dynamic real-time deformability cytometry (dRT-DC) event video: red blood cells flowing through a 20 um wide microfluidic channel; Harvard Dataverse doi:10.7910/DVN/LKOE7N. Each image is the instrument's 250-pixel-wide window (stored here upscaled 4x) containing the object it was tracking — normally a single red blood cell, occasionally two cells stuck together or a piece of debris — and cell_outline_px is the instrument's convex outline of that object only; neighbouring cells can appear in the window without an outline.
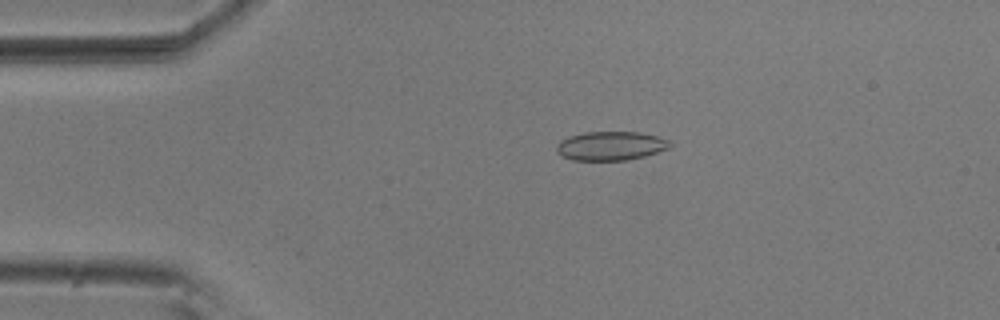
{"species": "common noctule bat (a hibernating species)", "species_latin": "Nyctalus noctula", "temperature_condition": "room temperature", "stored_images_in_passage": 8, "camera_frame_rate_fps": 3000, "um_per_image_px": 0.085, "animal": {"sex": "male", "body_mass_g": 20.5, "forearm_length_mm": 52.5}, "frame": {"image": 1, "passage_image": 3, "time_ms": 0.667, "image_size_px": [1000, 320], "cell_outline_px": [[672, 144], [668, 148], [644, 156], [628, 160], [572, 160], [556, 152], [556, 144], [560, 140], [568, 136], [584, 132], [640, 132], [656, 136], [668, 140]], "centroid_in_image_um": [51.87, 12.39], "position_along_channel_um": 33.1, "area_um2": 19.07}}
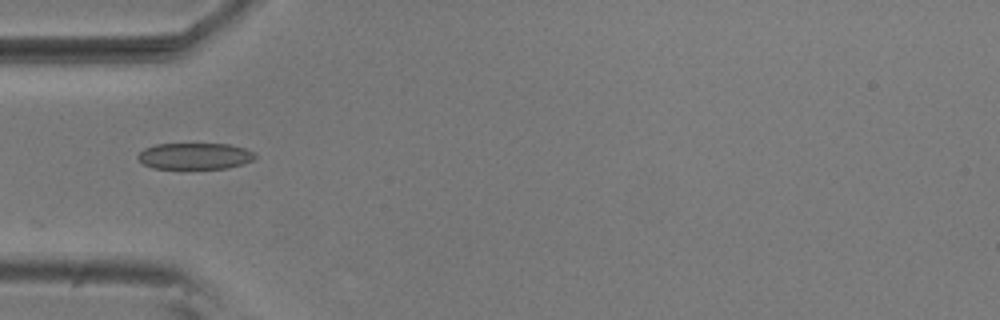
{"frame": {"image": 2, "passage_image": 5, "time_ms": 1.333, "image_size_px": [1000, 320], "cell_outline_px": [[256, 156], [252, 160], [244, 164], [228, 168], [152, 168], [144, 164], [136, 156], [144, 148], [156, 144], [228, 144], [244, 148], [256, 152]], "centroid_in_image_um": [16.58, 13.26], "position_along_channel_um": 68.4, "area_um2": 17.98}}
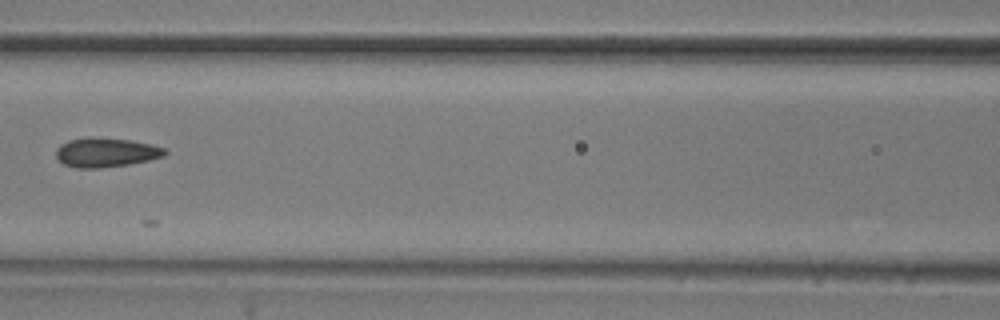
{"frame": {"image": 3, "passage_image": 7, "time_ms": 2.0, "image_size_px": [1000, 320], "cell_outline_px": [[168, 152], [164, 156], [148, 160], [128, 164], [100, 168], [76, 168], [64, 164], [56, 156], [56, 148], [60, 144], [68, 140], [92, 136], [132, 140], [152, 144], [164, 148]], "centroid_in_image_um": [9.0, 12.94], "position_along_channel_um": 157.6, "area_um2": 18.73}}